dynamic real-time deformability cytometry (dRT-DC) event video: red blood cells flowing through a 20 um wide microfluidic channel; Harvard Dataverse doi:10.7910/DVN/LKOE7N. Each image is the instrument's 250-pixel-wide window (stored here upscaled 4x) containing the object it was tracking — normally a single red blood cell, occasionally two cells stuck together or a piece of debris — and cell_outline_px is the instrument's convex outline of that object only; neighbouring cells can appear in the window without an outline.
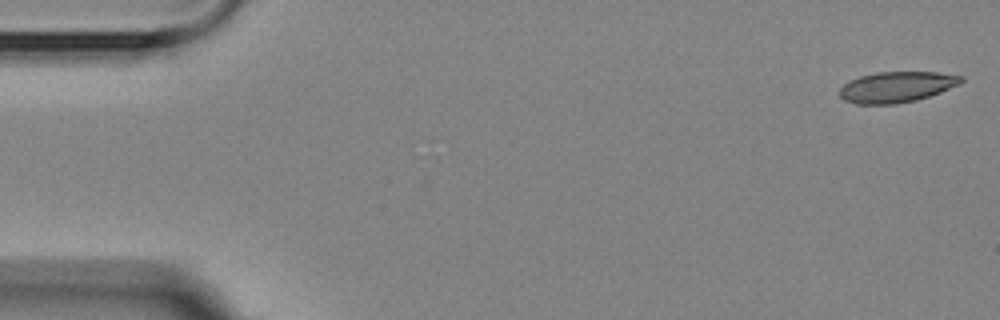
{"species": "Egyptian fruit bat (a non-hibernating species)", "species_latin": "Rousettus aegyptiacus", "temperature_condition": "room temperature", "stored_images_in_passage": 2, "camera_frame_rate_fps": 3000, "um_per_image_px": 0.085, "animal": {"sex": "female"}, "frame": {"image": 1, "passage_image": 1, "time_ms": 0.0, "image_size_px": [1000, 320], "cell_outline_px": [[964, 80], [960, 84], [940, 92], [916, 100], [896, 104], [856, 104], [844, 100], [840, 96], [840, 88], [848, 80], [860, 76], [876, 72], [936, 72], [964, 76]], "centroid_in_image_um": [76.21, 7.39], "position_along_channel_um": 8.8, "area_um2": 21.85}}